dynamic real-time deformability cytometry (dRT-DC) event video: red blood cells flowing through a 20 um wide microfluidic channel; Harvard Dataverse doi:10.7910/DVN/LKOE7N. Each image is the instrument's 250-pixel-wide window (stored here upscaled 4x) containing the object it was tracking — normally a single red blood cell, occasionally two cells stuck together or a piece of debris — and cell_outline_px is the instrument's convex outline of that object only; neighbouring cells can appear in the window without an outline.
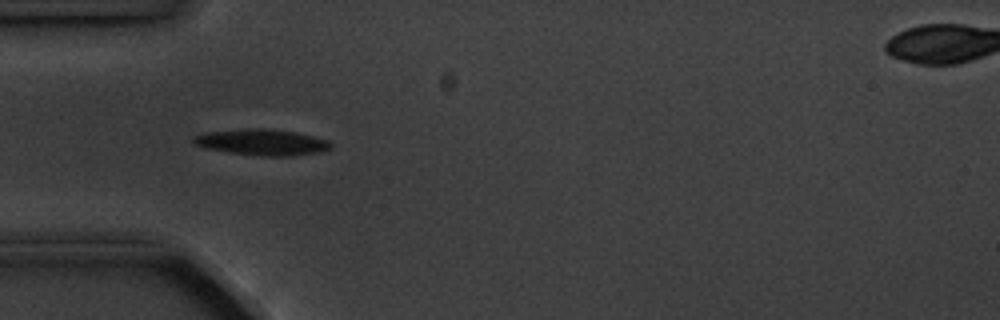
{"species": "common noctule bat (a hibernating species)", "species_latin": "Nyctalus noctula", "temperature_condition": "cold", "stored_images_in_passage": 5, "camera_frame_rate_fps": 3000, "um_per_image_px": 0.085, "animal": {"sex": "male", "body_mass_g": 20.1, "forearm_length_mm": 53.5}, "frame": {"image": 1, "passage_image": 4, "time_ms": 3.667, "image_size_px": [1000, 320], "cell_outline_px": [[332, 148], [316, 152], [288, 156], [264, 156], [228, 152], [204, 148], [192, 144], [192, 136], [208, 132], [244, 128], [268, 128], [296, 132], [328, 140], [332, 144]], "centroid_in_image_um": [22.21, 12.08], "position_along_channel_um": 62.8, "area_um2": 20.92}}